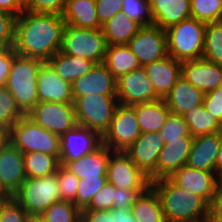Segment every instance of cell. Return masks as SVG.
<instances>
[{
    "label": "cell",
    "mask_w": 222,
    "mask_h": 222,
    "mask_svg": "<svg viewBox=\"0 0 222 222\" xmlns=\"http://www.w3.org/2000/svg\"><path fill=\"white\" fill-rule=\"evenodd\" d=\"M114 151L101 143L82 158L60 161L61 166L79 179H107V168Z\"/></svg>",
    "instance_id": "e0dca14e"
},
{
    "label": "cell",
    "mask_w": 222,
    "mask_h": 222,
    "mask_svg": "<svg viewBox=\"0 0 222 222\" xmlns=\"http://www.w3.org/2000/svg\"><path fill=\"white\" fill-rule=\"evenodd\" d=\"M192 137L214 134L222 131V123L202 105L188 110L182 115Z\"/></svg>",
    "instance_id": "d6a6232c"
},
{
    "label": "cell",
    "mask_w": 222,
    "mask_h": 222,
    "mask_svg": "<svg viewBox=\"0 0 222 222\" xmlns=\"http://www.w3.org/2000/svg\"><path fill=\"white\" fill-rule=\"evenodd\" d=\"M47 62L55 70L57 75L71 84L74 80L89 72L95 65L91 60L66 55L60 51Z\"/></svg>",
    "instance_id": "f546056e"
},
{
    "label": "cell",
    "mask_w": 222,
    "mask_h": 222,
    "mask_svg": "<svg viewBox=\"0 0 222 222\" xmlns=\"http://www.w3.org/2000/svg\"><path fill=\"white\" fill-rule=\"evenodd\" d=\"M154 25L162 29L191 17L190 0H150Z\"/></svg>",
    "instance_id": "d4e9b609"
},
{
    "label": "cell",
    "mask_w": 222,
    "mask_h": 222,
    "mask_svg": "<svg viewBox=\"0 0 222 222\" xmlns=\"http://www.w3.org/2000/svg\"><path fill=\"white\" fill-rule=\"evenodd\" d=\"M27 116L60 137L77 125L74 103L38 102Z\"/></svg>",
    "instance_id": "30bf717a"
},
{
    "label": "cell",
    "mask_w": 222,
    "mask_h": 222,
    "mask_svg": "<svg viewBox=\"0 0 222 222\" xmlns=\"http://www.w3.org/2000/svg\"><path fill=\"white\" fill-rule=\"evenodd\" d=\"M116 187L107 182L92 198L89 205L83 210H111L113 208V200Z\"/></svg>",
    "instance_id": "f6af8a7d"
},
{
    "label": "cell",
    "mask_w": 222,
    "mask_h": 222,
    "mask_svg": "<svg viewBox=\"0 0 222 222\" xmlns=\"http://www.w3.org/2000/svg\"><path fill=\"white\" fill-rule=\"evenodd\" d=\"M182 62L172 56L154 61L143 66L146 75L152 82L157 95L164 99L181 76Z\"/></svg>",
    "instance_id": "7402d4cb"
},
{
    "label": "cell",
    "mask_w": 222,
    "mask_h": 222,
    "mask_svg": "<svg viewBox=\"0 0 222 222\" xmlns=\"http://www.w3.org/2000/svg\"><path fill=\"white\" fill-rule=\"evenodd\" d=\"M26 178L23 153L7 140L0 148V186L12 196Z\"/></svg>",
    "instance_id": "2e32d148"
},
{
    "label": "cell",
    "mask_w": 222,
    "mask_h": 222,
    "mask_svg": "<svg viewBox=\"0 0 222 222\" xmlns=\"http://www.w3.org/2000/svg\"><path fill=\"white\" fill-rule=\"evenodd\" d=\"M67 0H24V10L33 13H56L62 15Z\"/></svg>",
    "instance_id": "ee69618b"
},
{
    "label": "cell",
    "mask_w": 222,
    "mask_h": 222,
    "mask_svg": "<svg viewBox=\"0 0 222 222\" xmlns=\"http://www.w3.org/2000/svg\"><path fill=\"white\" fill-rule=\"evenodd\" d=\"M127 46L142 67L153 63L168 55L166 30L156 25L142 26Z\"/></svg>",
    "instance_id": "7c38bea8"
},
{
    "label": "cell",
    "mask_w": 222,
    "mask_h": 222,
    "mask_svg": "<svg viewBox=\"0 0 222 222\" xmlns=\"http://www.w3.org/2000/svg\"><path fill=\"white\" fill-rule=\"evenodd\" d=\"M177 186L191 191L211 205L222 181L215 172L198 170L184 165L169 177Z\"/></svg>",
    "instance_id": "5bb4252c"
},
{
    "label": "cell",
    "mask_w": 222,
    "mask_h": 222,
    "mask_svg": "<svg viewBox=\"0 0 222 222\" xmlns=\"http://www.w3.org/2000/svg\"><path fill=\"white\" fill-rule=\"evenodd\" d=\"M8 195L3 191V189L0 186V200L7 198Z\"/></svg>",
    "instance_id": "91938a15"
},
{
    "label": "cell",
    "mask_w": 222,
    "mask_h": 222,
    "mask_svg": "<svg viewBox=\"0 0 222 222\" xmlns=\"http://www.w3.org/2000/svg\"><path fill=\"white\" fill-rule=\"evenodd\" d=\"M44 61L17 56L12 64L5 87L12 94L19 109L27 115L38 103V71Z\"/></svg>",
    "instance_id": "3957f363"
},
{
    "label": "cell",
    "mask_w": 222,
    "mask_h": 222,
    "mask_svg": "<svg viewBox=\"0 0 222 222\" xmlns=\"http://www.w3.org/2000/svg\"><path fill=\"white\" fill-rule=\"evenodd\" d=\"M117 79L102 62L72 82L73 97L88 95H116Z\"/></svg>",
    "instance_id": "d6986e66"
},
{
    "label": "cell",
    "mask_w": 222,
    "mask_h": 222,
    "mask_svg": "<svg viewBox=\"0 0 222 222\" xmlns=\"http://www.w3.org/2000/svg\"><path fill=\"white\" fill-rule=\"evenodd\" d=\"M203 106L222 123V89L220 87L204 94Z\"/></svg>",
    "instance_id": "c3c4849f"
},
{
    "label": "cell",
    "mask_w": 222,
    "mask_h": 222,
    "mask_svg": "<svg viewBox=\"0 0 222 222\" xmlns=\"http://www.w3.org/2000/svg\"><path fill=\"white\" fill-rule=\"evenodd\" d=\"M8 141L22 153L42 152L60 158V136L39 126L27 115L10 128Z\"/></svg>",
    "instance_id": "5b68a950"
},
{
    "label": "cell",
    "mask_w": 222,
    "mask_h": 222,
    "mask_svg": "<svg viewBox=\"0 0 222 222\" xmlns=\"http://www.w3.org/2000/svg\"><path fill=\"white\" fill-rule=\"evenodd\" d=\"M103 63L116 79L141 67L137 57L127 45H108Z\"/></svg>",
    "instance_id": "4dcf8cb0"
},
{
    "label": "cell",
    "mask_w": 222,
    "mask_h": 222,
    "mask_svg": "<svg viewBox=\"0 0 222 222\" xmlns=\"http://www.w3.org/2000/svg\"><path fill=\"white\" fill-rule=\"evenodd\" d=\"M107 179H79V186L74 205L80 210L85 209L95 194L104 187Z\"/></svg>",
    "instance_id": "60d3db41"
},
{
    "label": "cell",
    "mask_w": 222,
    "mask_h": 222,
    "mask_svg": "<svg viewBox=\"0 0 222 222\" xmlns=\"http://www.w3.org/2000/svg\"><path fill=\"white\" fill-rule=\"evenodd\" d=\"M107 46L101 28L83 29L65 25L60 52L98 64L104 62Z\"/></svg>",
    "instance_id": "ba28073f"
},
{
    "label": "cell",
    "mask_w": 222,
    "mask_h": 222,
    "mask_svg": "<svg viewBox=\"0 0 222 222\" xmlns=\"http://www.w3.org/2000/svg\"><path fill=\"white\" fill-rule=\"evenodd\" d=\"M62 17L66 25L76 28H102L98 21L96 0H67Z\"/></svg>",
    "instance_id": "4316f807"
},
{
    "label": "cell",
    "mask_w": 222,
    "mask_h": 222,
    "mask_svg": "<svg viewBox=\"0 0 222 222\" xmlns=\"http://www.w3.org/2000/svg\"><path fill=\"white\" fill-rule=\"evenodd\" d=\"M15 21V16L0 11V49L14 45Z\"/></svg>",
    "instance_id": "bcb514c9"
},
{
    "label": "cell",
    "mask_w": 222,
    "mask_h": 222,
    "mask_svg": "<svg viewBox=\"0 0 222 222\" xmlns=\"http://www.w3.org/2000/svg\"><path fill=\"white\" fill-rule=\"evenodd\" d=\"M31 216L12 197L0 200V222H29Z\"/></svg>",
    "instance_id": "b9f144b4"
},
{
    "label": "cell",
    "mask_w": 222,
    "mask_h": 222,
    "mask_svg": "<svg viewBox=\"0 0 222 222\" xmlns=\"http://www.w3.org/2000/svg\"><path fill=\"white\" fill-rule=\"evenodd\" d=\"M81 222H115L113 210H81Z\"/></svg>",
    "instance_id": "816d5d0a"
},
{
    "label": "cell",
    "mask_w": 222,
    "mask_h": 222,
    "mask_svg": "<svg viewBox=\"0 0 222 222\" xmlns=\"http://www.w3.org/2000/svg\"><path fill=\"white\" fill-rule=\"evenodd\" d=\"M23 116L25 114L19 109L12 94L5 86L0 87V128L8 132Z\"/></svg>",
    "instance_id": "d590c367"
},
{
    "label": "cell",
    "mask_w": 222,
    "mask_h": 222,
    "mask_svg": "<svg viewBox=\"0 0 222 222\" xmlns=\"http://www.w3.org/2000/svg\"><path fill=\"white\" fill-rule=\"evenodd\" d=\"M164 145V140L158 132L141 133L125 153L153 182L156 180L158 156Z\"/></svg>",
    "instance_id": "9a60e30c"
},
{
    "label": "cell",
    "mask_w": 222,
    "mask_h": 222,
    "mask_svg": "<svg viewBox=\"0 0 222 222\" xmlns=\"http://www.w3.org/2000/svg\"><path fill=\"white\" fill-rule=\"evenodd\" d=\"M60 161L82 158L102 143V137L86 127L76 125L60 137Z\"/></svg>",
    "instance_id": "ffe728a7"
},
{
    "label": "cell",
    "mask_w": 222,
    "mask_h": 222,
    "mask_svg": "<svg viewBox=\"0 0 222 222\" xmlns=\"http://www.w3.org/2000/svg\"><path fill=\"white\" fill-rule=\"evenodd\" d=\"M12 197L30 216H40L52 203L60 201L56 172L40 178H26Z\"/></svg>",
    "instance_id": "52a82bcc"
},
{
    "label": "cell",
    "mask_w": 222,
    "mask_h": 222,
    "mask_svg": "<svg viewBox=\"0 0 222 222\" xmlns=\"http://www.w3.org/2000/svg\"><path fill=\"white\" fill-rule=\"evenodd\" d=\"M7 140H8V132L0 128V148L5 144Z\"/></svg>",
    "instance_id": "6f0895ef"
},
{
    "label": "cell",
    "mask_w": 222,
    "mask_h": 222,
    "mask_svg": "<svg viewBox=\"0 0 222 222\" xmlns=\"http://www.w3.org/2000/svg\"><path fill=\"white\" fill-rule=\"evenodd\" d=\"M216 176L222 181V131H220V145L216 158Z\"/></svg>",
    "instance_id": "9f6ffc18"
},
{
    "label": "cell",
    "mask_w": 222,
    "mask_h": 222,
    "mask_svg": "<svg viewBox=\"0 0 222 222\" xmlns=\"http://www.w3.org/2000/svg\"><path fill=\"white\" fill-rule=\"evenodd\" d=\"M65 25L60 14L24 10L15 21L16 54L47 62L60 51Z\"/></svg>",
    "instance_id": "6da1fadb"
},
{
    "label": "cell",
    "mask_w": 222,
    "mask_h": 222,
    "mask_svg": "<svg viewBox=\"0 0 222 222\" xmlns=\"http://www.w3.org/2000/svg\"><path fill=\"white\" fill-rule=\"evenodd\" d=\"M146 190H128L116 187L113 208L131 209L136 198Z\"/></svg>",
    "instance_id": "681fc988"
},
{
    "label": "cell",
    "mask_w": 222,
    "mask_h": 222,
    "mask_svg": "<svg viewBox=\"0 0 222 222\" xmlns=\"http://www.w3.org/2000/svg\"><path fill=\"white\" fill-rule=\"evenodd\" d=\"M141 135L135 109L118 104L109 129L102 136V143L113 151H126Z\"/></svg>",
    "instance_id": "9c48e42d"
},
{
    "label": "cell",
    "mask_w": 222,
    "mask_h": 222,
    "mask_svg": "<svg viewBox=\"0 0 222 222\" xmlns=\"http://www.w3.org/2000/svg\"><path fill=\"white\" fill-rule=\"evenodd\" d=\"M116 96L127 106L161 99L142 66L117 78Z\"/></svg>",
    "instance_id": "4fadbf2b"
},
{
    "label": "cell",
    "mask_w": 222,
    "mask_h": 222,
    "mask_svg": "<svg viewBox=\"0 0 222 222\" xmlns=\"http://www.w3.org/2000/svg\"><path fill=\"white\" fill-rule=\"evenodd\" d=\"M115 222H137L131 209L112 208Z\"/></svg>",
    "instance_id": "11a10c76"
},
{
    "label": "cell",
    "mask_w": 222,
    "mask_h": 222,
    "mask_svg": "<svg viewBox=\"0 0 222 222\" xmlns=\"http://www.w3.org/2000/svg\"><path fill=\"white\" fill-rule=\"evenodd\" d=\"M193 140L194 137H183L163 146L156 163V180L170 177L176 170L186 165Z\"/></svg>",
    "instance_id": "603a6c76"
},
{
    "label": "cell",
    "mask_w": 222,
    "mask_h": 222,
    "mask_svg": "<svg viewBox=\"0 0 222 222\" xmlns=\"http://www.w3.org/2000/svg\"><path fill=\"white\" fill-rule=\"evenodd\" d=\"M132 107L135 109L141 133L159 132L170 114L164 99L135 104Z\"/></svg>",
    "instance_id": "83f0119b"
},
{
    "label": "cell",
    "mask_w": 222,
    "mask_h": 222,
    "mask_svg": "<svg viewBox=\"0 0 222 222\" xmlns=\"http://www.w3.org/2000/svg\"><path fill=\"white\" fill-rule=\"evenodd\" d=\"M29 222H46V221L40 216H31Z\"/></svg>",
    "instance_id": "680465c9"
},
{
    "label": "cell",
    "mask_w": 222,
    "mask_h": 222,
    "mask_svg": "<svg viewBox=\"0 0 222 222\" xmlns=\"http://www.w3.org/2000/svg\"><path fill=\"white\" fill-rule=\"evenodd\" d=\"M141 27L120 11L103 24L101 29L108 45H127Z\"/></svg>",
    "instance_id": "f1b7e54d"
},
{
    "label": "cell",
    "mask_w": 222,
    "mask_h": 222,
    "mask_svg": "<svg viewBox=\"0 0 222 222\" xmlns=\"http://www.w3.org/2000/svg\"><path fill=\"white\" fill-rule=\"evenodd\" d=\"M206 24L193 17L166 29L168 55L179 61L202 58Z\"/></svg>",
    "instance_id": "277c9868"
},
{
    "label": "cell",
    "mask_w": 222,
    "mask_h": 222,
    "mask_svg": "<svg viewBox=\"0 0 222 222\" xmlns=\"http://www.w3.org/2000/svg\"><path fill=\"white\" fill-rule=\"evenodd\" d=\"M191 17L205 24L222 21V0H190Z\"/></svg>",
    "instance_id": "74e56055"
},
{
    "label": "cell",
    "mask_w": 222,
    "mask_h": 222,
    "mask_svg": "<svg viewBox=\"0 0 222 222\" xmlns=\"http://www.w3.org/2000/svg\"><path fill=\"white\" fill-rule=\"evenodd\" d=\"M0 11L17 18L24 11V0H0Z\"/></svg>",
    "instance_id": "db71d44e"
},
{
    "label": "cell",
    "mask_w": 222,
    "mask_h": 222,
    "mask_svg": "<svg viewBox=\"0 0 222 222\" xmlns=\"http://www.w3.org/2000/svg\"><path fill=\"white\" fill-rule=\"evenodd\" d=\"M46 222H81V210L72 202L52 203L41 215Z\"/></svg>",
    "instance_id": "8d00e7d4"
},
{
    "label": "cell",
    "mask_w": 222,
    "mask_h": 222,
    "mask_svg": "<svg viewBox=\"0 0 222 222\" xmlns=\"http://www.w3.org/2000/svg\"><path fill=\"white\" fill-rule=\"evenodd\" d=\"M181 76L203 94L217 89L222 83V65L204 58L182 61Z\"/></svg>",
    "instance_id": "ac0fdd59"
},
{
    "label": "cell",
    "mask_w": 222,
    "mask_h": 222,
    "mask_svg": "<svg viewBox=\"0 0 222 222\" xmlns=\"http://www.w3.org/2000/svg\"><path fill=\"white\" fill-rule=\"evenodd\" d=\"M17 56L13 46L0 49V87L6 85L12 64Z\"/></svg>",
    "instance_id": "f907efd6"
},
{
    "label": "cell",
    "mask_w": 222,
    "mask_h": 222,
    "mask_svg": "<svg viewBox=\"0 0 222 222\" xmlns=\"http://www.w3.org/2000/svg\"><path fill=\"white\" fill-rule=\"evenodd\" d=\"M209 220L210 222H222V183L219 185L210 205Z\"/></svg>",
    "instance_id": "f5cc1de1"
},
{
    "label": "cell",
    "mask_w": 222,
    "mask_h": 222,
    "mask_svg": "<svg viewBox=\"0 0 222 222\" xmlns=\"http://www.w3.org/2000/svg\"><path fill=\"white\" fill-rule=\"evenodd\" d=\"M158 133L164 140L165 144L170 141L180 140L183 137H192L183 116L171 112Z\"/></svg>",
    "instance_id": "ab89813d"
},
{
    "label": "cell",
    "mask_w": 222,
    "mask_h": 222,
    "mask_svg": "<svg viewBox=\"0 0 222 222\" xmlns=\"http://www.w3.org/2000/svg\"><path fill=\"white\" fill-rule=\"evenodd\" d=\"M121 12L141 26L154 25L150 0H122Z\"/></svg>",
    "instance_id": "f35d334b"
},
{
    "label": "cell",
    "mask_w": 222,
    "mask_h": 222,
    "mask_svg": "<svg viewBox=\"0 0 222 222\" xmlns=\"http://www.w3.org/2000/svg\"><path fill=\"white\" fill-rule=\"evenodd\" d=\"M203 97L199 89L180 76L164 100L171 113L182 116L188 110L202 105Z\"/></svg>",
    "instance_id": "484cf974"
},
{
    "label": "cell",
    "mask_w": 222,
    "mask_h": 222,
    "mask_svg": "<svg viewBox=\"0 0 222 222\" xmlns=\"http://www.w3.org/2000/svg\"><path fill=\"white\" fill-rule=\"evenodd\" d=\"M122 9V0H96L98 21L102 26Z\"/></svg>",
    "instance_id": "7dc6e473"
},
{
    "label": "cell",
    "mask_w": 222,
    "mask_h": 222,
    "mask_svg": "<svg viewBox=\"0 0 222 222\" xmlns=\"http://www.w3.org/2000/svg\"><path fill=\"white\" fill-rule=\"evenodd\" d=\"M38 102L73 103L72 84L66 82L48 62H44L37 76Z\"/></svg>",
    "instance_id": "44dd1931"
},
{
    "label": "cell",
    "mask_w": 222,
    "mask_h": 222,
    "mask_svg": "<svg viewBox=\"0 0 222 222\" xmlns=\"http://www.w3.org/2000/svg\"><path fill=\"white\" fill-rule=\"evenodd\" d=\"M198 222H210L209 219H204V220H201V221H198Z\"/></svg>",
    "instance_id": "94428289"
},
{
    "label": "cell",
    "mask_w": 222,
    "mask_h": 222,
    "mask_svg": "<svg viewBox=\"0 0 222 222\" xmlns=\"http://www.w3.org/2000/svg\"><path fill=\"white\" fill-rule=\"evenodd\" d=\"M166 222H198L209 219L210 205L201 197L177 186L169 177L151 182Z\"/></svg>",
    "instance_id": "7a4b0ae2"
},
{
    "label": "cell",
    "mask_w": 222,
    "mask_h": 222,
    "mask_svg": "<svg viewBox=\"0 0 222 222\" xmlns=\"http://www.w3.org/2000/svg\"><path fill=\"white\" fill-rule=\"evenodd\" d=\"M219 145L220 132L194 137L186 165L198 170L215 172L216 174V158Z\"/></svg>",
    "instance_id": "cb8c5ba5"
},
{
    "label": "cell",
    "mask_w": 222,
    "mask_h": 222,
    "mask_svg": "<svg viewBox=\"0 0 222 222\" xmlns=\"http://www.w3.org/2000/svg\"><path fill=\"white\" fill-rule=\"evenodd\" d=\"M107 180L117 188L147 190L150 178L139 169L124 151H114L109 159Z\"/></svg>",
    "instance_id": "8fae6325"
},
{
    "label": "cell",
    "mask_w": 222,
    "mask_h": 222,
    "mask_svg": "<svg viewBox=\"0 0 222 222\" xmlns=\"http://www.w3.org/2000/svg\"><path fill=\"white\" fill-rule=\"evenodd\" d=\"M56 175L60 191V201L74 203L79 186V178L66 171L61 165L58 167Z\"/></svg>",
    "instance_id": "7bdbcfd3"
},
{
    "label": "cell",
    "mask_w": 222,
    "mask_h": 222,
    "mask_svg": "<svg viewBox=\"0 0 222 222\" xmlns=\"http://www.w3.org/2000/svg\"><path fill=\"white\" fill-rule=\"evenodd\" d=\"M202 58L222 65V21L206 24Z\"/></svg>",
    "instance_id": "e575fe53"
},
{
    "label": "cell",
    "mask_w": 222,
    "mask_h": 222,
    "mask_svg": "<svg viewBox=\"0 0 222 222\" xmlns=\"http://www.w3.org/2000/svg\"><path fill=\"white\" fill-rule=\"evenodd\" d=\"M77 125L94 130L101 137L109 129L119 104L116 95L73 97Z\"/></svg>",
    "instance_id": "8992f818"
},
{
    "label": "cell",
    "mask_w": 222,
    "mask_h": 222,
    "mask_svg": "<svg viewBox=\"0 0 222 222\" xmlns=\"http://www.w3.org/2000/svg\"><path fill=\"white\" fill-rule=\"evenodd\" d=\"M131 211L137 222H166L159 197L151 186L136 198Z\"/></svg>",
    "instance_id": "1f68e13d"
},
{
    "label": "cell",
    "mask_w": 222,
    "mask_h": 222,
    "mask_svg": "<svg viewBox=\"0 0 222 222\" xmlns=\"http://www.w3.org/2000/svg\"><path fill=\"white\" fill-rule=\"evenodd\" d=\"M23 157L27 178L45 177L55 173L61 165L56 156L42 152H25Z\"/></svg>",
    "instance_id": "836d02e7"
}]
</instances>
